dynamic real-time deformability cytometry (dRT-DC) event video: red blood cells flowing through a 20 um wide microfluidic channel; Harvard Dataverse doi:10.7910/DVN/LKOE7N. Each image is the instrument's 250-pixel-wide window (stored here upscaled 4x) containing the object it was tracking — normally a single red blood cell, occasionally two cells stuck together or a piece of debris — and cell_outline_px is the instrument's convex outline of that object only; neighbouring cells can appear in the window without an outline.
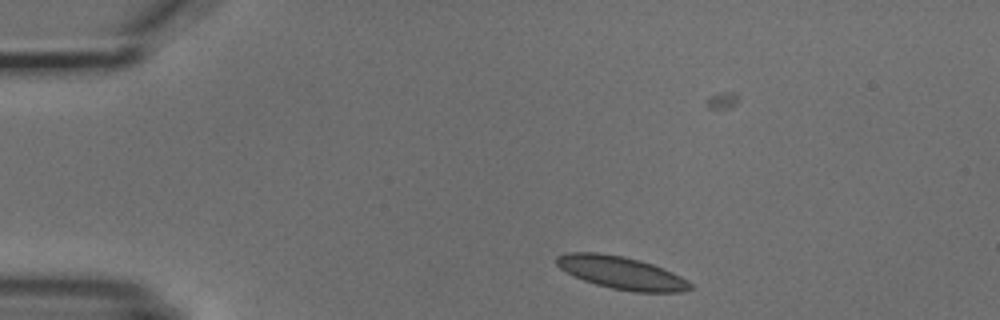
{"species": "common noctule bat (a hibernating species)", "species_latin": "Nyctalus noctula", "temperature_condition": "cold", "stored_images_in_passage": 8, "camera_frame_rate_fps": 3000, "um_per_image_px": 0.085, "animal": {"sex": "male", "body_mass_g": 18.8}, "frame": {"image": 1, "passage_image": 2, "time_ms": 1.0, "image_size_px": [1000, 320], "cell_outline_px": [[692, 288], [684, 292], [632, 292], [612, 288], [596, 284], [584, 280], [560, 268], [556, 264], [556, 256], [568, 252], [596, 252], [624, 256], [640, 260], [652, 264], [672, 272], [680, 276], [692, 284]], "centroid_in_image_um": [52.83, 23.18], "position_along_channel_um": 32.2, "area_um2": 25.32}}
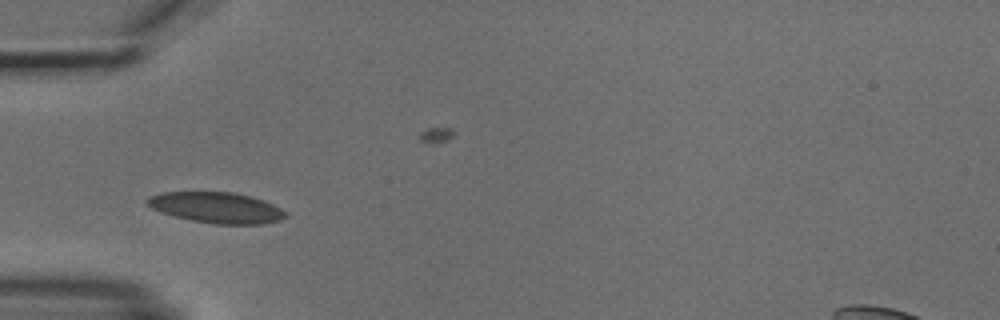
{"frame": {"image": 2, "passage_image": 4, "time_ms": 3.333, "image_size_px": [1000, 320], "cell_outline_px": [[288, 216], [280, 220], [260, 224], [216, 224], [192, 220], [160, 212], [144, 204], [144, 200], [148, 196], [160, 192], [236, 192], [252, 196], [264, 200], [288, 212]], "centroid_in_image_um": [18.39, 17.63], "position_along_channel_um": 66.6, "area_um2": 25.09}}
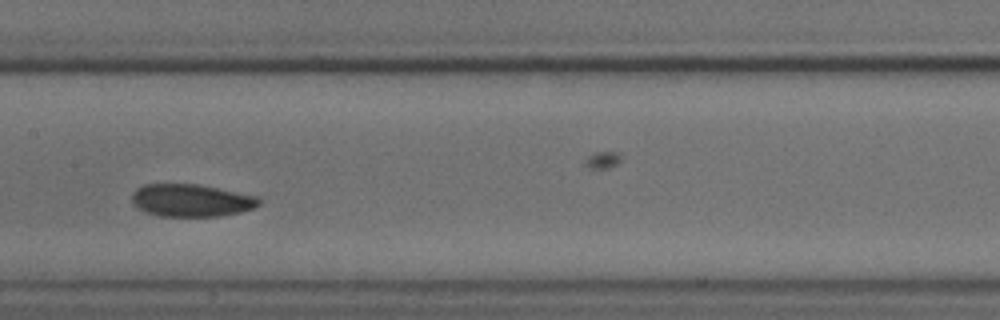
{"frame": {"image": 3, "passage_image": 7, "time_ms": 6.667, "image_size_px": [1000, 320], "cell_outline_px": [[260, 204], [256, 208], [240, 212], [220, 216], [160, 216], [148, 212], [140, 208], [132, 200], [132, 192], [136, 188], [144, 184], [196, 184], [256, 196], [260, 200]], "centroid_in_image_um": [16.27, 17.03], "position_along_channel_um": 191.1, "area_um2": 23.81}}